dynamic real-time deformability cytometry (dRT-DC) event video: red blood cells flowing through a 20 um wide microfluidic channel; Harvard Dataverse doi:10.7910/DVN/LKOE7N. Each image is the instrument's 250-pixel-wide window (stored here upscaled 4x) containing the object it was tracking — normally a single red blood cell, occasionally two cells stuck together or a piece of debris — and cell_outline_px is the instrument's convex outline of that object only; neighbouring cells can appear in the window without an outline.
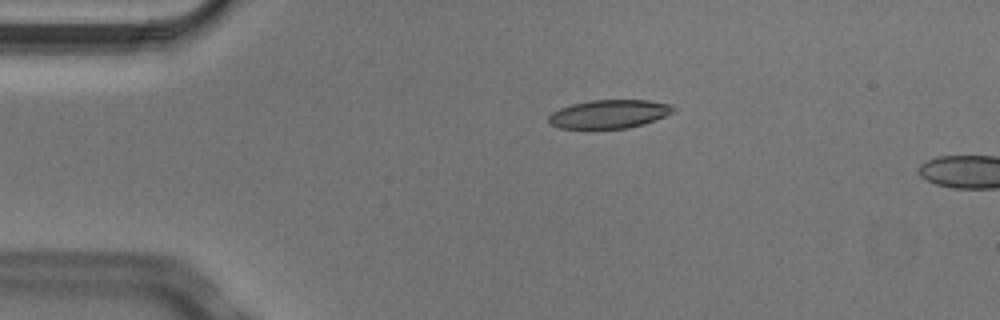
{"species": "Egyptian fruit bat (a non-hibernating species)", "species_latin": "Rousettus aegyptiacus", "temperature_condition": "cold", "stored_images_in_passage": 5, "camera_frame_rate_fps": 3000, "um_per_image_px": 0.085, "animal": {"sex": "male"}, "frame": {"image": 1, "passage_image": 4, "time_ms": 1.0, "image_size_px": [1000, 320], "cell_outline_px": [[676, 108], [672, 112], [664, 116], [644, 124], [628, 128], [560, 128], [548, 124], [548, 116], [552, 112], [560, 108], [572, 104], [592, 100], [648, 100], [672, 104]], "centroid_in_image_um": [51.77, 9.69], "position_along_channel_um": 33.2, "area_um2": 20.69}}